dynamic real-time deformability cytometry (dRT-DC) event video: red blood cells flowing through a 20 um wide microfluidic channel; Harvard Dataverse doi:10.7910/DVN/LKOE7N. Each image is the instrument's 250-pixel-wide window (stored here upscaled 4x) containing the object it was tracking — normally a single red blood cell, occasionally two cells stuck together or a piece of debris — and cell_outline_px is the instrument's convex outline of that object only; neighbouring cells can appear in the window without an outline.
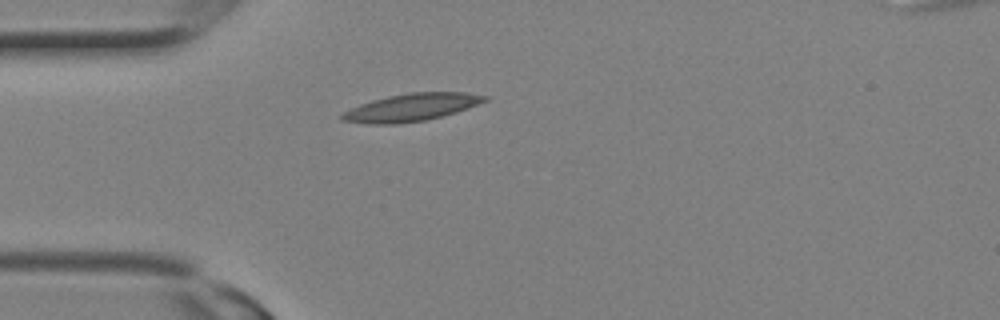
{"species": "Egyptian fruit bat (a non-hibernating species)", "species_latin": "Rousettus aegyptiacus", "temperature_condition": "room temperature", "stored_images_in_passage": 3, "camera_frame_rate_fps": 3000, "um_per_image_px": 0.085, "animal": {"sex": "female"}, "frame": {"image": 1, "passage_image": 3, "time_ms": 0.667, "image_size_px": [1000, 320], "cell_outline_px": [[488, 100], [468, 108], [456, 112], [424, 120], [396, 124], [368, 124], [340, 120], [340, 116], [344, 112], [360, 104], [372, 100], [388, 96], [408, 92], [468, 92], [488, 96]], "centroid_in_image_um": [34.97, 9.12], "position_along_channel_um": 50.0, "area_um2": 22.83}}